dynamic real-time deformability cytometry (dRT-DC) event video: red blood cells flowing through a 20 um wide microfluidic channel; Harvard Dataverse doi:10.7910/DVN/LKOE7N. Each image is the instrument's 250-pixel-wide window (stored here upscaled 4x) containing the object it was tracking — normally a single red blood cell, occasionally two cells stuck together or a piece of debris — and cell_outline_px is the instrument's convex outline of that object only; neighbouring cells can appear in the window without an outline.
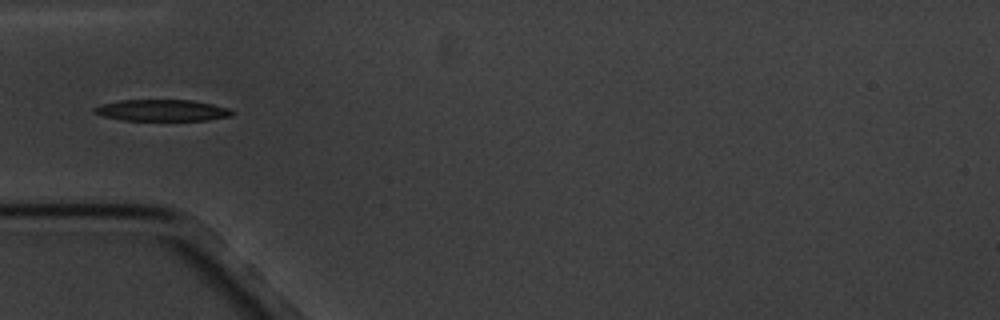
{"species": "common noctule bat (a hibernating species)", "species_latin": "Nyctalus noctula", "temperature_condition": "cold", "stored_images_in_passage": 16, "camera_frame_rate_fps": 3000, "um_per_image_px": 0.085, "animal": {"sex": "male", "body_mass_g": 20.1, "forearm_length_mm": 53.5}, "frame": {"image": 1, "passage_image": 5, "time_ms": 4.667, "image_size_px": [1000, 320], "cell_outline_px": [[236, 112], [232, 116], [208, 120], [120, 120], [104, 116], [92, 112], [92, 108], [100, 104], [120, 100], [192, 100], [212, 104], [228, 108]], "centroid_in_image_um": [13.76, 9.38], "position_along_channel_um": 71.2, "area_um2": 17.34}}
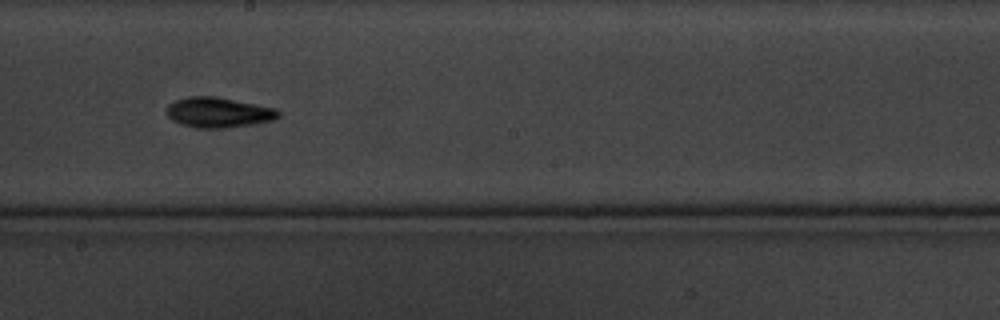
{"frame": {"image": 2, "passage_image": 9, "time_ms": 9.333, "image_size_px": [1000, 320], "cell_outline_px": [[280, 116], [272, 120], [256, 124], [228, 128], [200, 128], [180, 124], [172, 120], [164, 112], [168, 104], [176, 100], [188, 96], [216, 96], [276, 108], [280, 112]], "centroid_in_image_um": [18.56, 9.56], "position_along_channel_um": 229.6, "area_um2": 19.94}}
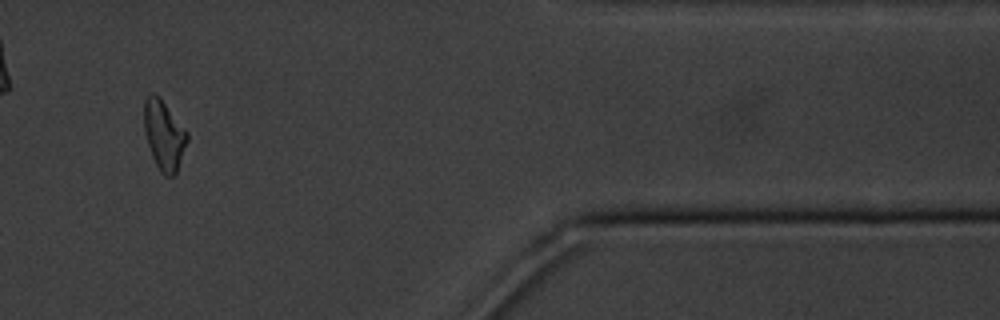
{"frame": {"image": 3, "passage_image": 14, "time_ms": 15.333, "image_size_px": [1000, 320], "cell_outline_px": [[188, 140], [176, 176], [164, 176], [160, 172], [152, 156], [144, 132], [144, 100], [152, 92], [156, 92], [160, 96], [188, 132]], "centroid_in_image_um": [13.95, 11.48], "position_along_channel_um": 397.5, "area_um2": 17.8}, "authors_computed_cell_mechanics": {"area_um2": 17.7157, "velocity_mm_per_s": 3.3808, "shape_relaxation_time_tau1_ms": 2.5397, "shape_relaxation_time_tau2_ms": null, "deformation_change_tau1": 0.1509, "deformation_change_tau2": null}}